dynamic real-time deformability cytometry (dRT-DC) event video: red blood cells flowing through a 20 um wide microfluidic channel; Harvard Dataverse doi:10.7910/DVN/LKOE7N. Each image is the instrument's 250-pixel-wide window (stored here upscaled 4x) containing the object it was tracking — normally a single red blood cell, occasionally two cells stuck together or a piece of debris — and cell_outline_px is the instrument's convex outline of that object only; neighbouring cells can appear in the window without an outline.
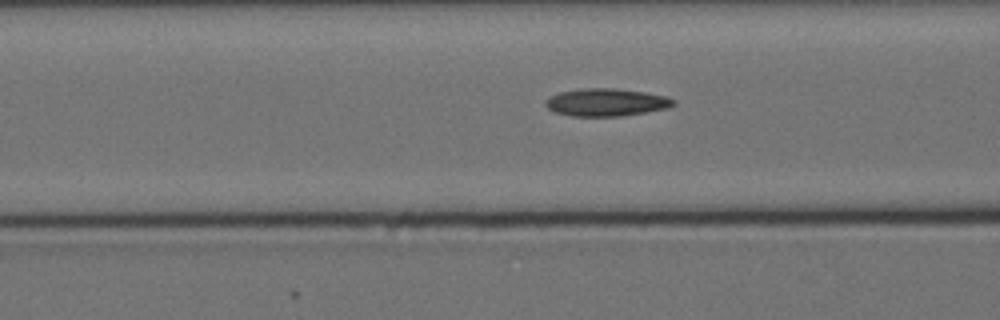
{"species": "Egyptian fruit bat (a non-hibernating species)", "species_latin": "Rousettus aegyptiacus", "temperature_condition": "cold", "stored_images_in_passage": 40, "camera_frame_rate_fps": 3000, "um_per_image_px": 0.085, "animal": {"sex": "female"}, "frame": {"image": 1, "passage_image": 17, "time_ms": 5.333, "image_size_px": [1000, 320], "cell_outline_px": [[676, 104], [668, 108], [624, 116], [572, 116], [556, 112], [548, 108], [544, 104], [544, 100], [548, 96], [560, 92], [580, 88], [616, 88], [644, 92], [664, 96], [676, 100]], "centroid_in_image_um": [51.51, 8.69], "position_along_channel_um": 115.1, "area_um2": 20.75}}
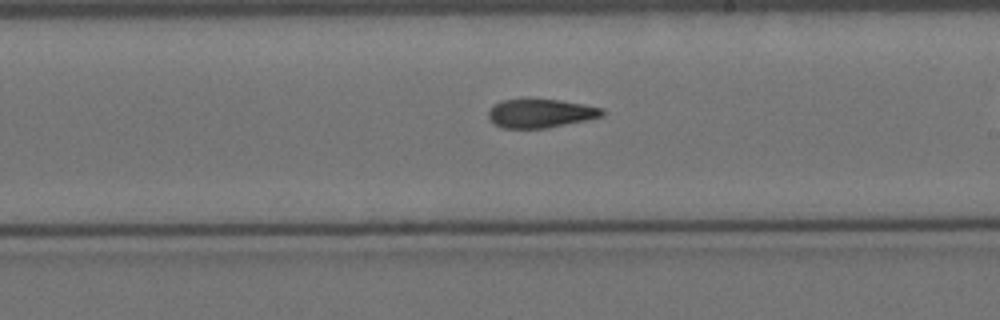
{"frame": {"image": 2, "passage_image": 28, "time_ms": 9.0, "image_size_px": [1000, 320], "cell_outline_px": [[604, 116], [588, 120], [544, 128], [504, 128], [496, 124], [488, 116], [488, 112], [496, 104], [504, 100], [528, 96], [560, 100], [584, 104], [604, 108]], "centroid_in_image_um": [45.99, 9.59], "position_along_channel_um": 243.0, "area_um2": 19.48}}
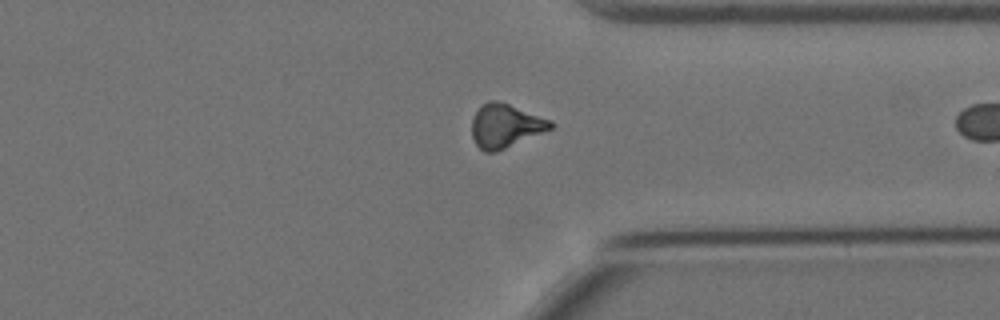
{"frame": {"image": 3, "passage_image": 39, "time_ms": 12.667, "image_size_px": [1000, 320], "cell_outline_px": [[552, 128], [496, 152], [484, 152], [476, 144], [472, 136], [472, 120], [480, 104], [488, 100], [496, 100], [508, 104], [552, 120]], "centroid_in_image_um": [42.92, 10.68], "position_along_channel_um": 368.5, "area_um2": 19.83}}